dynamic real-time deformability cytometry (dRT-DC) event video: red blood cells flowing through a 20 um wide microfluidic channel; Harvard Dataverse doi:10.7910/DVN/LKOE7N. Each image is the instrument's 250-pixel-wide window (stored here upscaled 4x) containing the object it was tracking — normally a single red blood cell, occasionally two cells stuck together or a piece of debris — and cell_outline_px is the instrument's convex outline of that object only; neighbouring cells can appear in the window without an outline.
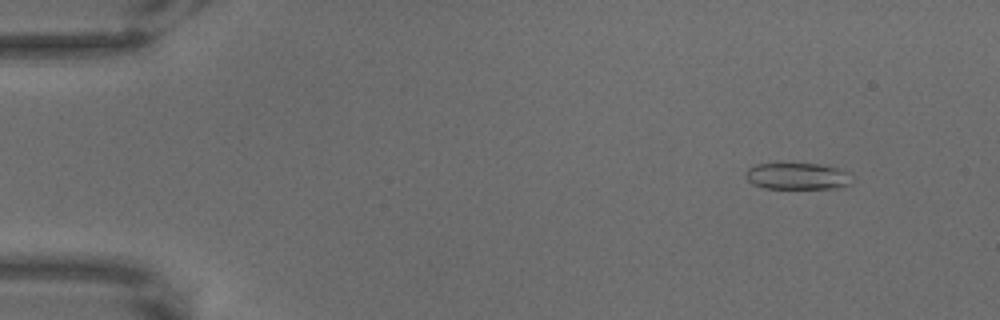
{"species": "common noctule bat (a hibernating species)", "species_latin": "Nyctalus noctula", "temperature_condition": "warm", "stored_images_in_passage": 66, "camera_frame_rate_fps": 3000, "um_per_image_px": 0.085, "animal": {"sex": "male", "body_mass_g": 18.8}, "frame": {"image": 1, "passage_image": 6, "time_ms": 1.667, "image_size_px": [1000, 320], "cell_outline_px": [[852, 172], [848, 184], [836, 188], [764, 188], [752, 184], [744, 176], [748, 168], [756, 164], [820, 164]], "centroid_in_image_um": [67.75, 14.97], "position_along_channel_um": 17.2, "area_um2": 16.36}}
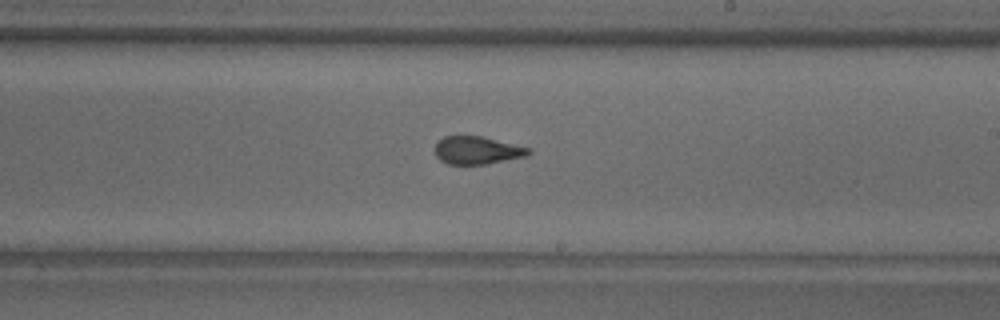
{"frame": {"image": 2, "passage_image": 39, "time_ms": 12.667, "image_size_px": [1000, 320], "cell_outline_px": [[532, 152], [528, 156], [488, 164], [448, 164], [440, 160], [436, 156], [436, 144], [444, 136], [480, 136], [532, 148]], "centroid_in_image_um": [40.61, 12.78], "position_along_channel_um": 248.4, "area_um2": 15.2}}
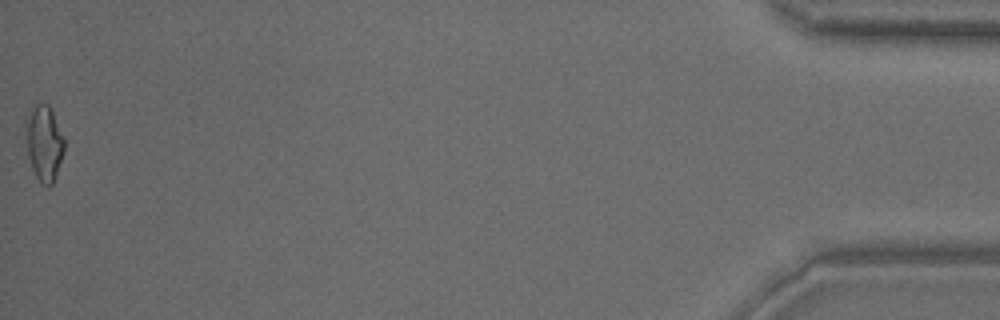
{"frame": {"image": 3, "passage_image": 66, "time_ms": 21.667, "image_size_px": [1000, 320], "cell_outline_px": [[64, 152], [52, 184], [48, 188], [40, 184], [32, 168], [28, 156], [24, 140], [24, 120], [32, 108], [36, 104], [48, 104], [64, 136]], "centroid_in_image_um": [3.71, 12.17], "position_along_channel_um": 431.5, "area_um2": 17.28}}